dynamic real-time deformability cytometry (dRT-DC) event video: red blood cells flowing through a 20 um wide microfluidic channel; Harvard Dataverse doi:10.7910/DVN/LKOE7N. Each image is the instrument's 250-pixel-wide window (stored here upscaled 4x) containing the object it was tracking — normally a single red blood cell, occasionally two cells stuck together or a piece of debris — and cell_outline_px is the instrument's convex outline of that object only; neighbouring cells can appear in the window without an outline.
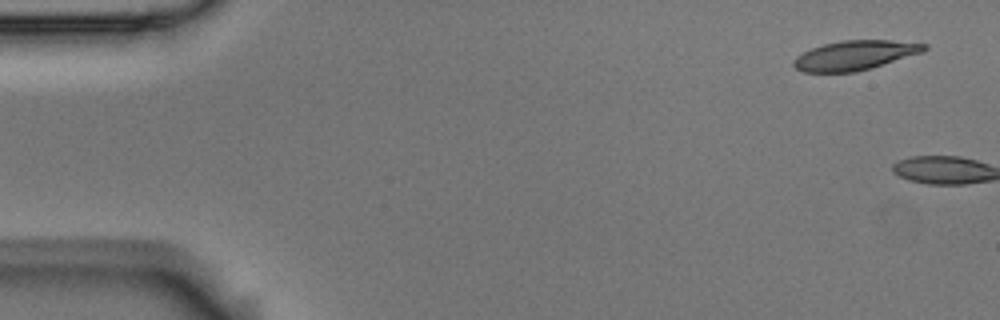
{"species": "Egyptian fruit bat (a non-hibernating species)", "species_latin": "Rousettus aegyptiacus", "temperature_condition": "room temperature", "stored_images_in_passage": 2, "camera_frame_rate_fps": 3000, "um_per_image_px": 0.085, "animal": {"sex": "male"}, "frame": {"image": 1, "passage_image": 1, "time_ms": 0.0, "image_size_px": [1000, 320], "cell_outline_px": [[928, 48], [924, 52], [872, 68], [856, 72], [804, 72], [796, 68], [792, 64], [796, 56], [812, 48], [824, 44], [840, 40], [892, 40], [928, 44]], "centroid_in_image_um": [72.7, 4.7], "position_along_channel_um": 12.3, "area_um2": 22.54}}